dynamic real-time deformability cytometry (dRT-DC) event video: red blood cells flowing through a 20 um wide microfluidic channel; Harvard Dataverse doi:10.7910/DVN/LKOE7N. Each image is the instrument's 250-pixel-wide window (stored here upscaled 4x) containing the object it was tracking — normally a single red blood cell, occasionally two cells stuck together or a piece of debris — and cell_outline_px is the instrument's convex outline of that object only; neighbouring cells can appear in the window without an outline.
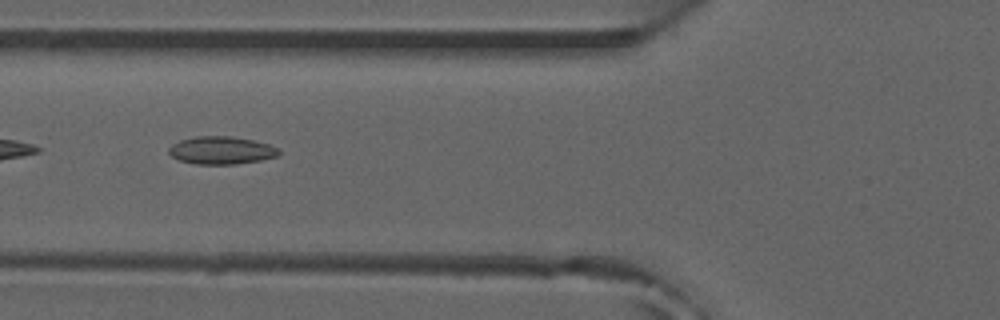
{"species": "common noctule bat (a hibernating species)", "species_latin": "Nyctalus noctula", "temperature_condition": "room temperature", "stored_images_in_passage": 7, "camera_frame_rate_fps": 3000, "um_per_image_px": 0.085, "animal": {"sex": "male", "forearm_length_mm": 52.5}, "frame": {"image": 1, "passage_image": 5, "time_ms": 1.333, "image_size_px": [1000, 320], "cell_outline_px": [[280, 156], [260, 160], [236, 164], [196, 164], [180, 160], [172, 156], [168, 152], [168, 148], [172, 144], [180, 140], [196, 136], [232, 136], [252, 140], [268, 144], [280, 148]], "centroid_in_image_um": [18.83, 12.77], "position_along_channel_um": 107.0, "area_um2": 17.86}}
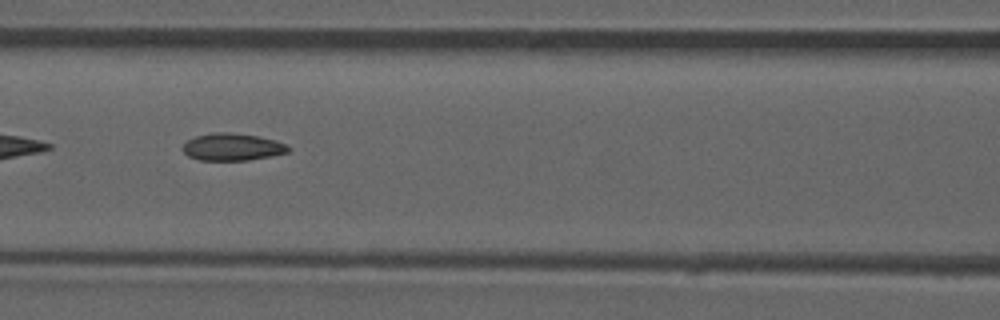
{"frame": {"image": 2, "passage_image": 6, "time_ms": 1.667, "image_size_px": [1000, 320], "cell_outline_px": [[292, 148], [288, 152], [272, 156], [248, 160], [200, 160], [188, 156], [184, 152], [184, 144], [188, 140], [196, 136], [212, 132], [228, 132], [256, 136], [276, 140]], "centroid_in_image_um": [19.77, 12.49], "position_along_channel_um": 146.8, "area_um2": 16.65}}